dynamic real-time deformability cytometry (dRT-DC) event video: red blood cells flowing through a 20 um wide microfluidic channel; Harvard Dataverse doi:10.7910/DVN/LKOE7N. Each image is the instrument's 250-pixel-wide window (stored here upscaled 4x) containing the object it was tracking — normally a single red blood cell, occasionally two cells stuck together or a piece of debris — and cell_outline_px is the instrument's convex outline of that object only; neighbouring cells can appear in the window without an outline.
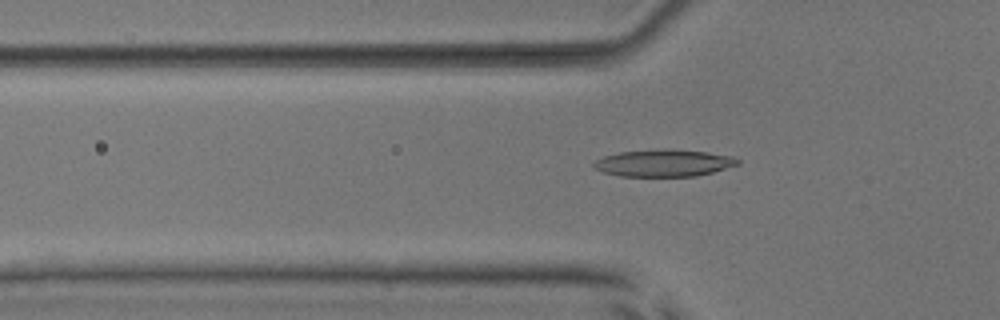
{"species": "common noctule bat (a hibernating species)", "species_latin": "Nyctalus noctula", "temperature_condition": "room temperature", "stored_images_in_passage": 53, "camera_frame_rate_fps": 3000, "um_per_image_px": 0.085, "animal": {"sex": "male", "body_mass_g": 17.9, "forearm_length_mm": 54.2}, "frame": {"image": 1, "passage_image": 18, "time_ms": 5.667, "image_size_px": [1000, 320], "cell_outline_px": [[740, 164], [712, 172], [696, 176], [620, 176], [604, 172], [596, 168], [592, 164], [596, 160], [604, 156], [620, 152], [664, 148], [668, 148], [708, 152], [736, 156], [740, 160]], "centroid_in_image_um": [56.48, 13.84], "position_along_channel_um": 69.3, "area_um2": 22.83}}
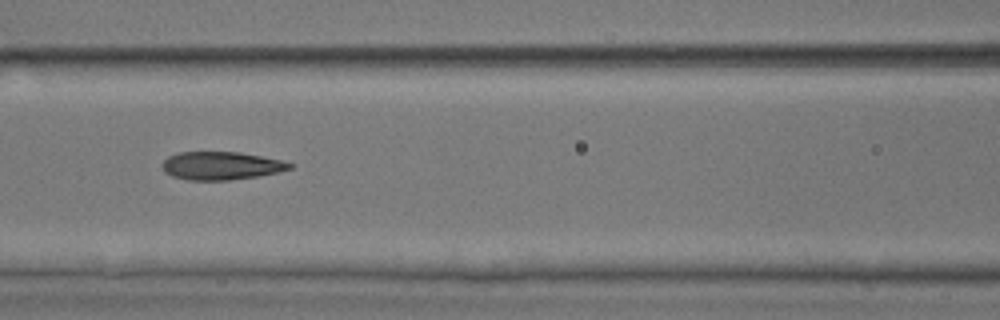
{"frame": {"image": 2, "passage_image": 24, "time_ms": 7.667, "image_size_px": [1000, 320], "cell_outline_px": [[296, 164], [292, 168], [280, 172], [256, 176], [228, 180], [188, 180], [172, 176], [164, 172], [160, 164], [168, 156], [180, 152], [240, 152], [280, 160]], "centroid_in_image_um": [18.78, 14.08], "position_along_channel_um": 147.8, "area_um2": 20.92}}
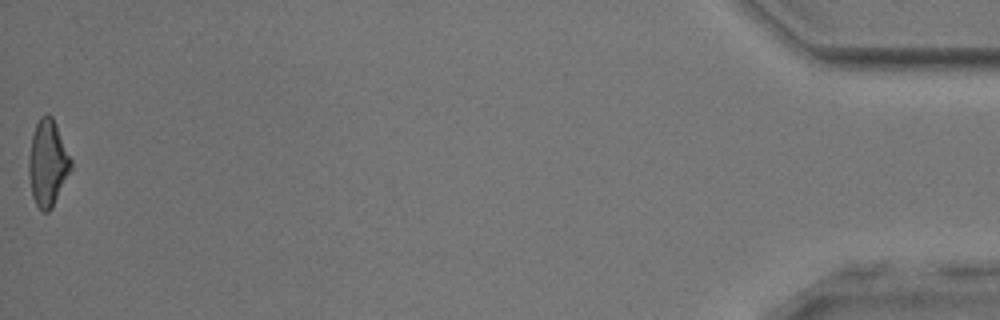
{"frame": {"image": 3, "passage_image": 53, "time_ms": 17.333, "image_size_px": [1000, 320], "cell_outline_px": [[72, 168], [52, 208], [48, 212], [44, 212], [36, 204], [32, 196], [28, 176], [28, 156], [32, 136], [36, 124], [40, 116], [48, 112], [52, 116], [56, 124], [72, 160]], "centroid_in_image_um": [4.05, 13.85], "position_along_channel_um": 431.2, "area_um2": 21.33}, "authors_computed_cell_mechanics": {"area_um2": 21.3282, "velocity_mm_per_s": 3.9275, "shape_relaxation_time_tau1_ms": 6.4873, "shape_relaxation_time_tau2_ms": 2.5324, "deformation_change_tau1": 0.1924, "deformation_change_tau2": 0.1125}}